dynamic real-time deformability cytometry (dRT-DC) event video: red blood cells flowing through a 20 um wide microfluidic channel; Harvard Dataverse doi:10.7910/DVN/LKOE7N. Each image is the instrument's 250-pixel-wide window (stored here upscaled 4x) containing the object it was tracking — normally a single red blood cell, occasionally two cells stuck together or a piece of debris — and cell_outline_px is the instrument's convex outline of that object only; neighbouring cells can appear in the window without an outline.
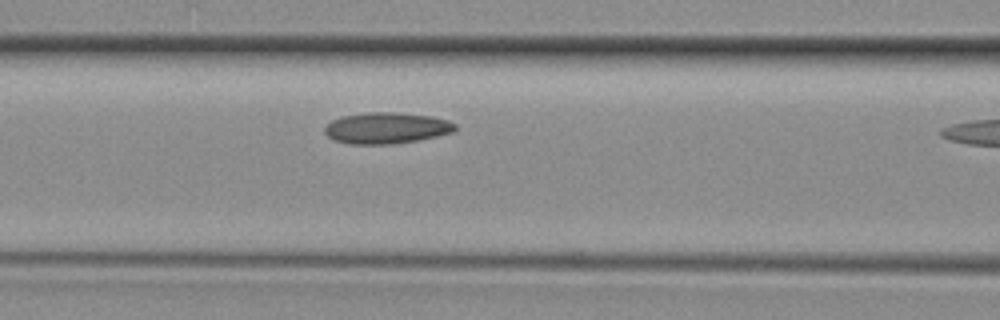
{"species": "common noctule bat (a hibernating species)", "species_latin": "Nyctalus noctula", "temperature_condition": "room temperature", "stored_images_in_passage": 9, "camera_frame_rate_fps": 3000, "um_per_image_px": 0.085, "animal": {"sex": "female", "body_mass_g": 29.2, "forearm_length_mm": 56.3}, "frame": {"image": 1, "passage_image": 8, "time_ms": 2.333, "image_size_px": [1000, 320], "cell_outline_px": [[456, 128], [452, 132], [436, 136], [416, 140], [392, 144], [348, 144], [332, 140], [324, 132], [324, 128], [332, 120], [340, 116], [368, 112], [392, 112], [432, 116], [448, 120], [456, 124]], "centroid_in_image_um": [32.81, 10.88], "position_along_channel_um": 133.8, "area_um2": 23.76}}